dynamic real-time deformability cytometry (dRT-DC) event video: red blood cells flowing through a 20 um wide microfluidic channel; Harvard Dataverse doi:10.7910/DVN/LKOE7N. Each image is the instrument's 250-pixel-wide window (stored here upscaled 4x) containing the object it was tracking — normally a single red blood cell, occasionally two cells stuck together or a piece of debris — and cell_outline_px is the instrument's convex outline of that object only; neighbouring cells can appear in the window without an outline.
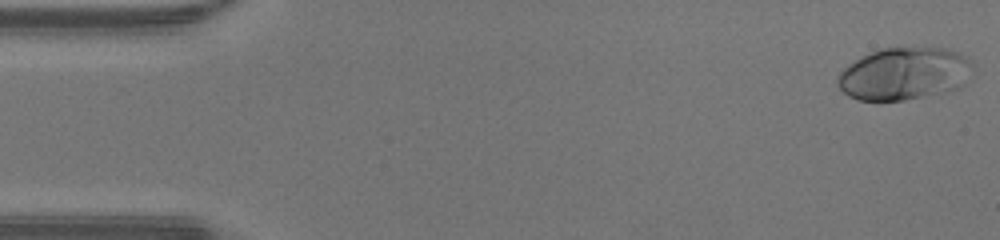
{"species": "human", "species_latin": "Homo sapiens", "temperature_condition": "warm", "stored_images_in_passage": 47, "camera_frame_rate_fps": 3000, "um_per_image_px": 0.085, "donor": {"sex": "male"}, "frame": {"image": 1, "passage_image": 1, "time_ms": 0.0, "image_size_px": [1000, 240], "cell_outline_px": [[972, 64], [964, 84], [960, 88], [944, 92], [904, 100], [856, 100], [848, 96], [836, 84], [836, 76], [848, 64], [872, 52], [884, 48], [944, 48], [960, 52], [968, 56], [972, 60]], "centroid_in_image_um": [76.85, 6.27], "position_along_channel_um": 8.1, "area_um2": 41.21}}
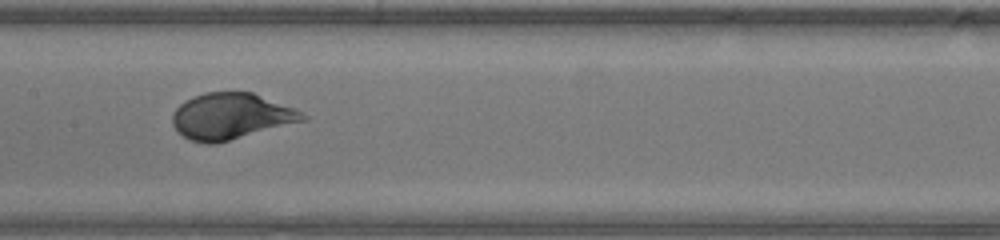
{"frame": {"image": 2, "passage_image": 23, "time_ms": 7.333, "image_size_px": [1000, 240], "cell_outline_px": [[308, 120], [216, 144], [204, 144], [192, 140], [184, 136], [172, 124], [172, 116], [176, 108], [184, 100], [192, 96], [204, 92], [252, 92], [296, 108], [308, 116]], "centroid_in_image_um": [19.67, 9.88], "position_along_channel_um": 187.7, "area_um2": 35.32}}
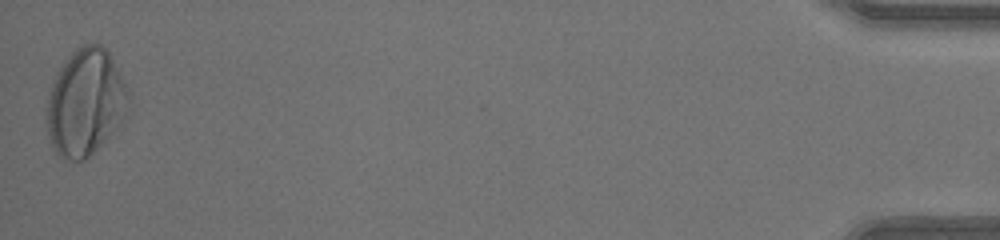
{"frame": {"image": 3, "passage_image": 47, "time_ms": 15.333, "image_size_px": [1000, 240], "cell_outline_px": [[132, 96], [120, 124], [84, 160], [68, 160], [60, 156], [52, 148], [48, 136], [44, 120], [44, 108], [56, 72], [64, 60], [80, 44], [100, 44], [108, 52]], "centroid_in_image_um": [7.21, 8.69], "position_along_channel_um": 428.0, "area_um2": 51.1}, "authors_computed_cell_mechanics": {"area_um2": 36.5296, "velocity_mm_per_s": 4.3059, "shape_relaxation_time_tau1_ms": 2.9338, "shape_relaxation_time_tau2_ms": null, "deformation_change_tau1": 0.2117, "deformation_change_tau2": null}}